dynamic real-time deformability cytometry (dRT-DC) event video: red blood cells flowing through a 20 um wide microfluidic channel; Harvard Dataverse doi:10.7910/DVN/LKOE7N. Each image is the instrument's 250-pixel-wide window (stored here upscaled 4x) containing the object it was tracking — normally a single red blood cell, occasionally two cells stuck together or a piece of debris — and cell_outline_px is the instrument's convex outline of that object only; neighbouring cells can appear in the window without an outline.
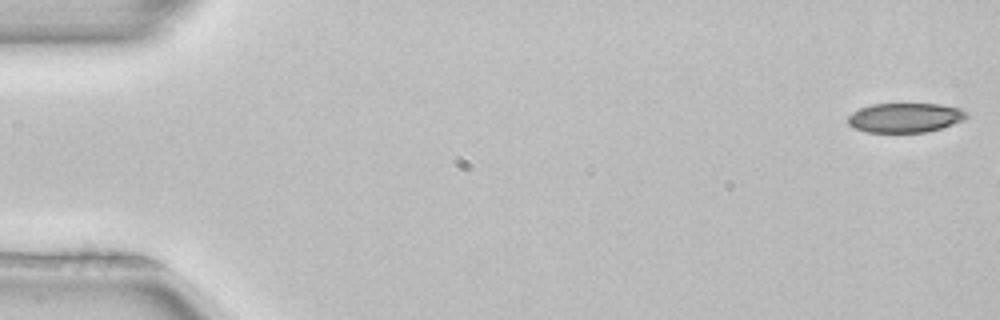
{"species": "common noctule bat (a hibernating species)", "species_latin": "Nyctalus noctula", "temperature_condition": "room temperature", "stored_images_in_passage": 8, "camera_frame_rate_fps": 3000, "um_per_image_px": 0.085, "animal": {"sex": "female", "body_mass_g": 22.7, "forearm_length_mm": 54.2}, "frame": {"image": 1, "passage_image": 1, "time_ms": 0.0, "image_size_px": [1000, 320], "cell_outline_px": [[968, 116], [964, 120], [940, 128], [924, 132], [868, 132], [856, 128], [848, 124], [848, 116], [852, 112], [860, 108], [872, 104], [940, 104], [960, 108], [968, 112]], "centroid_in_image_um": [76.95, 9.99], "position_along_channel_um": 8.1, "area_um2": 20.29}}